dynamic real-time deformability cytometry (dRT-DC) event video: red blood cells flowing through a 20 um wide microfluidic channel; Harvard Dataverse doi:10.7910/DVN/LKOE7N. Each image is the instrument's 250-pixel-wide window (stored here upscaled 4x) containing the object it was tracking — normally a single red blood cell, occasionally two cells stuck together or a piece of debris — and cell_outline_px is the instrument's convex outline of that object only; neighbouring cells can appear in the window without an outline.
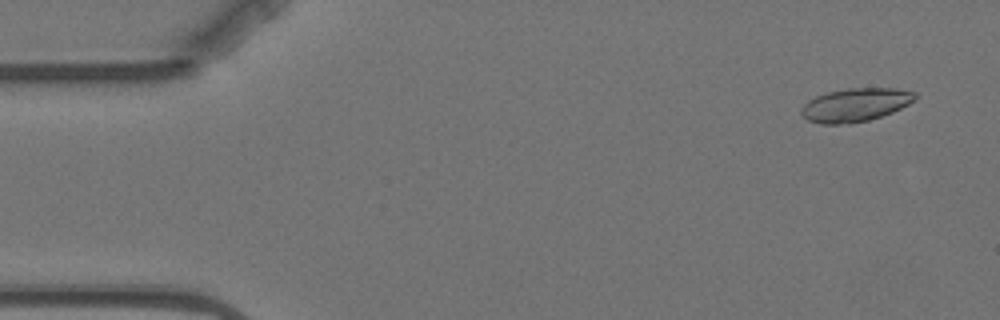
{"species": "Egyptian fruit bat (a non-hibernating species)", "species_latin": "Rousettus aegyptiacus", "temperature_condition": "warm", "stored_images_in_passage": 8, "camera_frame_rate_fps": 3000, "um_per_image_px": 0.085, "animal": {"sex": "female"}, "frame": {"image": 1, "passage_image": 1, "time_ms": 0.0, "image_size_px": [1000, 320], "cell_outline_px": [[916, 96], [908, 104], [892, 112], [868, 120], [848, 124], [820, 124], [808, 120], [800, 112], [800, 108], [808, 100], [816, 96], [828, 92], [848, 88], [896, 88], [916, 92]], "centroid_in_image_um": [72.67, 8.91], "position_along_channel_um": 12.3, "area_um2": 22.02}}
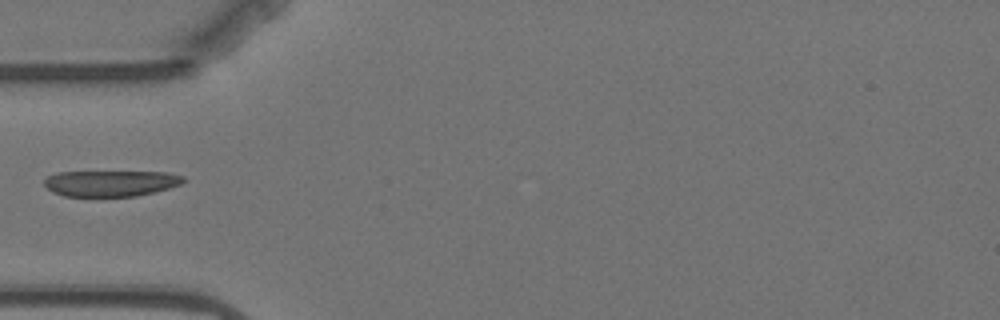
{"frame": {"image": 2, "passage_image": 5, "time_ms": 5.0, "image_size_px": [1000, 320], "cell_outline_px": [[188, 180], [180, 184], [168, 188], [136, 196], [64, 196], [52, 192], [44, 184], [44, 180], [48, 176], [56, 172], [168, 172], [184, 176]], "centroid_in_image_um": [9.42, 15.57], "position_along_channel_um": 75.6, "area_um2": 21.04}}
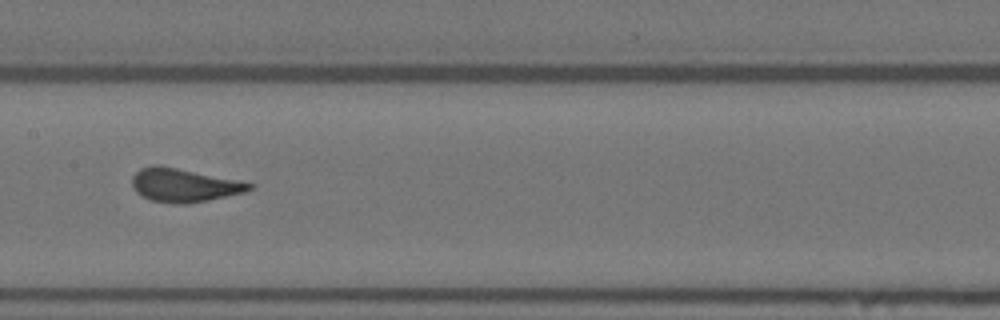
{"frame": {"image": 3, "passage_image": 8, "time_ms": 8.333, "image_size_px": [1000, 320], "cell_outline_px": [[256, 184], [252, 188], [244, 192], [208, 200], [184, 204], [172, 204], [152, 200], [136, 192], [132, 188], [132, 176], [140, 168], [156, 164], [160, 164], [240, 180]], "centroid_in_image_um": [15.63, 15.72], "position_along_channel_um": 191.8, "area_um2": 23.06}}